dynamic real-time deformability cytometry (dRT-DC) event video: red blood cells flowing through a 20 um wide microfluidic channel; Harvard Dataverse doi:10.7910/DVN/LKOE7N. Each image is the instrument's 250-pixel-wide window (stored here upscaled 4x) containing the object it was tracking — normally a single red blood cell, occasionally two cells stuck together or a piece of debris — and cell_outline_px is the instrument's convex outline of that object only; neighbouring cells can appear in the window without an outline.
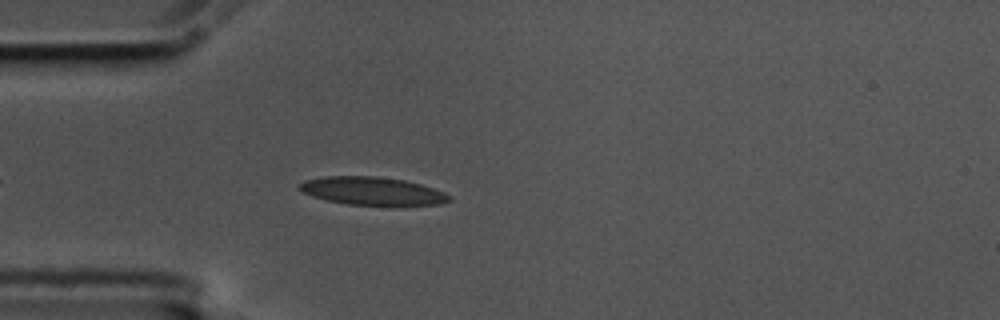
{"species": "common noctule bat (a hibernating species)", "species_latin": "Nyctalus noctula", "temperature_condition": "cold", "stored_images_in_passage": 42, "camera_frame_rate_fps": 3000, "um_per_image_px": 0.085, "animal": {"sex": "male", "body_mass_g": 17.5, "forearm_length_mm": 52.3}, "frame": {"image": 1, "passage_image": 4, "time_ms": 1.0, "image_size_px": [1000, 320], "cell_outline_px": [[452, 200], [440, 204], [348, 204], [328, 200], [312, 196], [300, 192], [300, 184], [304, 180], [324, 176], [376, 176], [404, 180], [420, 184], [444, 192], [452, 196]], "centroid_in_image_um": [31.62, 16.22], "position_along_channel_um": 53.4, "area_um2": 24.04}}
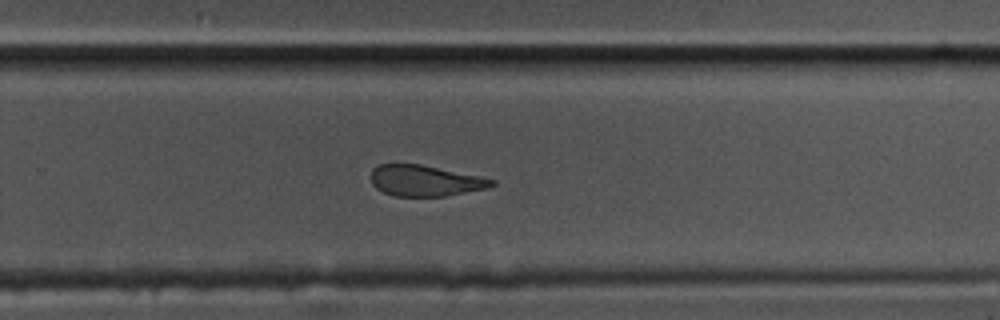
{"frame": {"image": 2, "passage_image": 25, "time_ms": 8.0, "image_size_px": [1000, 320], "cell_outline_px": [[496, 184], [488, 188], [444, 196], [392, 196], [376, 188], [372, 184], [372, 168], [380, 164], [420, 164], [480, 176], [496, 180]], "centroid_in_image_um": [36.14, 15.36], "position_along_channel_um": 293.7, "area_um2": 21.73}}
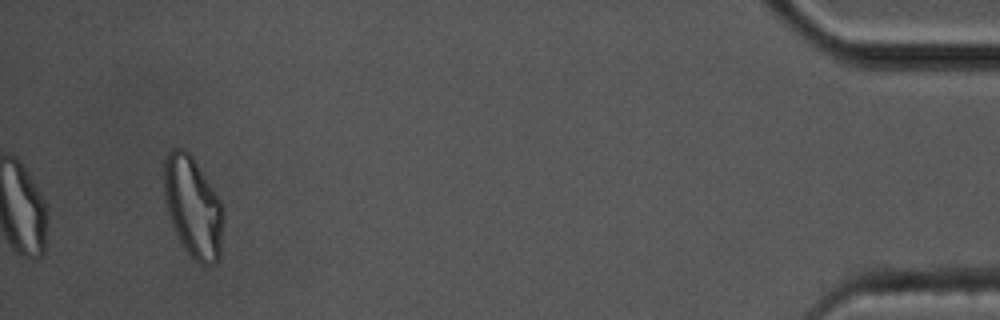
{"frame": {"image": 3, "passage_image": 42, "time_ms": 13.667, "image_size_px": [1000, 320], "cell_outline_px": [[224, 216], [220, 256], [216, 264], [200, 264], [188, 252], [180, 240], [176, 232], [168, 212], [164, 192], [164, 160], [168, 152], [172, 148], [184, 148], [192, 156], [220, 200]], "centroid_in_image_um": [16.42, 17.58], "position_along_channel_um": 418.8, "area_um2": 34.45}, "authors_computed_cell_mechanics": {"area_um2": 23.987, "velocity_mm_per_s": 3.5344, "shape_relaxation_time_tau1_ms": 5.1158, "shape_relaxation_time_tau2_ms": 1.8172, "deformation_change_tau1": 0.162, "deformation_change_tau2": 0.0911}}